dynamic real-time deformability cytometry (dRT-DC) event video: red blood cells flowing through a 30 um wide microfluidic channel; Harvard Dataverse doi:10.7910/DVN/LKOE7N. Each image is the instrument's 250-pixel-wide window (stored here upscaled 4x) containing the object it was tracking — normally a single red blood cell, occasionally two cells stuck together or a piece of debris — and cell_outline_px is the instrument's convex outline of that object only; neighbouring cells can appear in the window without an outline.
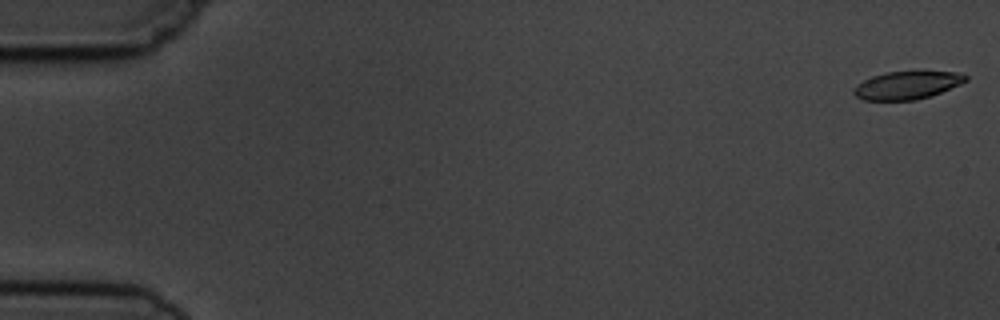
{"species": "common noctule bat (a hibernating species)", "species_latin": "Nyctalus noctula", "temperature_condition": "cold", "stored_images_in_passage": 15, "camera_frame_rate_fps": 3000, "um_per_image_px": 0.085, "animal": {"sex": "male", "body_mass_g": 19.5, "forearm_length_mm": 54.6}, "frame": {"image": 1, "passage_image": 1, "time_ms": 0.0, "image_size_px": [1000, 320], "cell_outline_px": [[968, 80], [960, 84], [932, 96], [916, 100], [864, 100], [856, 96], [852, 92], [852, 88], [856, 84], [872, 76], [888, 72], [956, 72], [968, 76]], "centroid_in_image_um": [77.08, 7.26], "position_along_channel_um": 7.9, "area_um2": 18.15}}
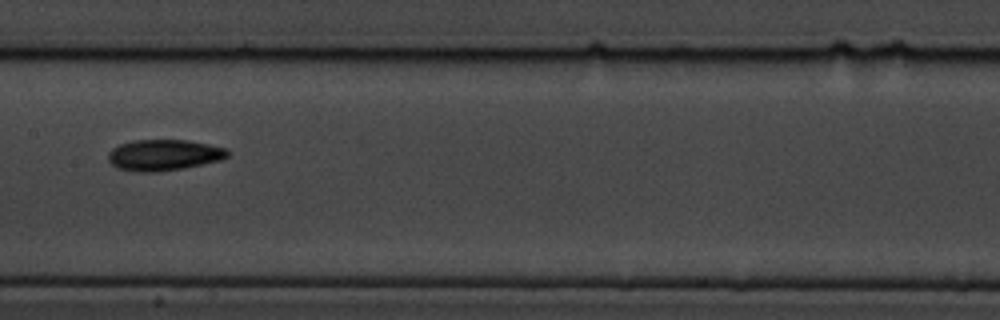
{"frame": {"image": 2, "passage_image": 8, "time_ms": 9.0, "image_size_px": [1000, 320], "cell_outline_px": [[228, 156], [220, 160], [184, 168], [156, 172], [136, 172], [116, 168], [108, 160], [108, 152], [112, 148], [120, 144], [136, 140], [188, 140], [208, 144], [224, 148], [228, 152]], "centroid_in_image_um": [13.88, 13.18], "position_along_channel_um": 193.5, "area_um2": 21.56}}
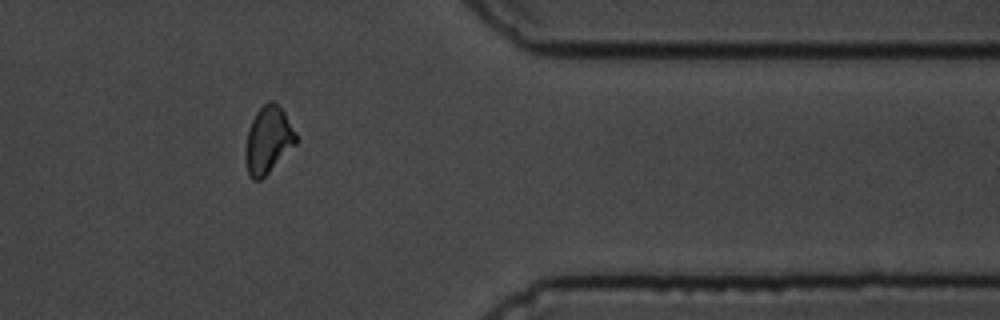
{"frame": {"image": 3, "passage_image": 13, "time_ms": 14.667, "image_size_px": [1000, 320], "cell_outline_px": [[296, 144], [260, 180], [252, 180], [248, 176], [244, 156], [244, 148], [248, 132], [252, 120], [256, 112], [268, 100], [272, 100], [284, 112], [296, 132]], "centroid_in_image_um": [22.76, 11.91], "position_along_channel_um": 388.6, "area_um2": 19.59}, "authors_computed_cell_mechanics": {"area_um2": 19.5942, "velocity_mm_per_s": 3.7297, "shape_relaxation_time_tau1_ms": 1.9468, "shape_relaxation_time_tau2_ms": 3.3032, "deformation_change_tau1": 0.1107, "deformation_change_tau2": 0.0848}}